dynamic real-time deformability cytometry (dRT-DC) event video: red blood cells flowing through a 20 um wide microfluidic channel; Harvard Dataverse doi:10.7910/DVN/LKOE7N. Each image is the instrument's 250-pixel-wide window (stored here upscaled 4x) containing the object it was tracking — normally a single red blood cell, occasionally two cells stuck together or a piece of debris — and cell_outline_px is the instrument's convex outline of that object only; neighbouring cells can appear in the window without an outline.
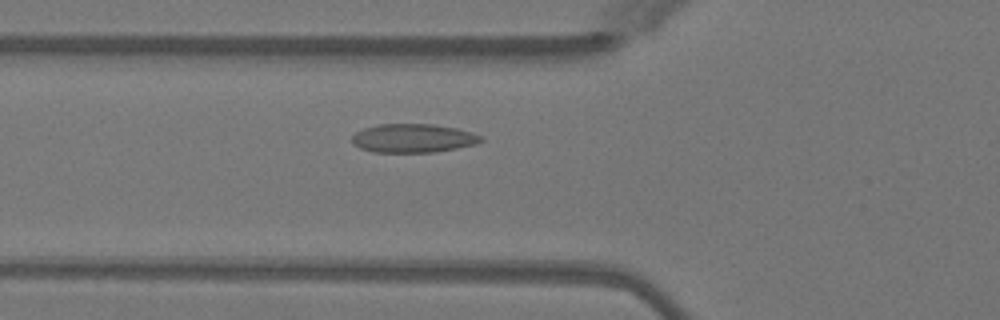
{"species": "Egyptian fruit bat (a non-hibernating species)", "species_latin": "Rousettus aegyptiacus", "temperature_condition": "warm", "stored_images_in_passage": 39, "camera_frame_rate_fps": 3000, "um_per_image_px": 0.085, "animal": {"sex": "female"}, "frame": {"image": 1, "passage_image": 7, "time_ms": 2.0, "image_size_px": [1000, 320], "cell_outline_px": [[484, 140], [476, 144], [436, 152], [372, 152], [360, 148], [352, 144], [352, 136], [356, 132], [364, 128], [380, 124], [432, 124], [456, 128], [472, 132], [480, 136]], "centroid_in_image_um": [35.1, 11.75], "position_along_channel_um": 90.7, "area_um2": 21.56}}
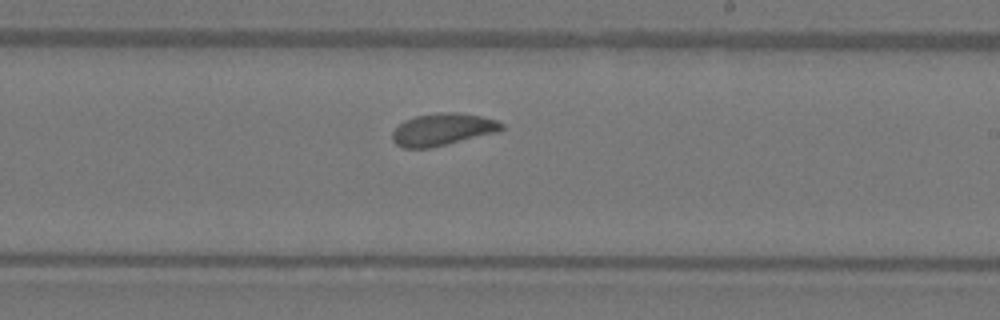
{"frame": {"image": 2, "passage_image": 19, "time_ms": 6.0, "image_size_px": [1000, 320], "cell_outline_px": [[504, 128], [496, 132], [432, 148], [404, 148], [396, 144], [392, 140], [392, 132], [404, 120], [416, 116], [440, 112], [456, 112], [480, 116], [496, 120], [504, 124]], "centroid_in_image_um": [37.6, 11.01], "position_along_channel_um": 251.4, "area_um2": 20.4}}
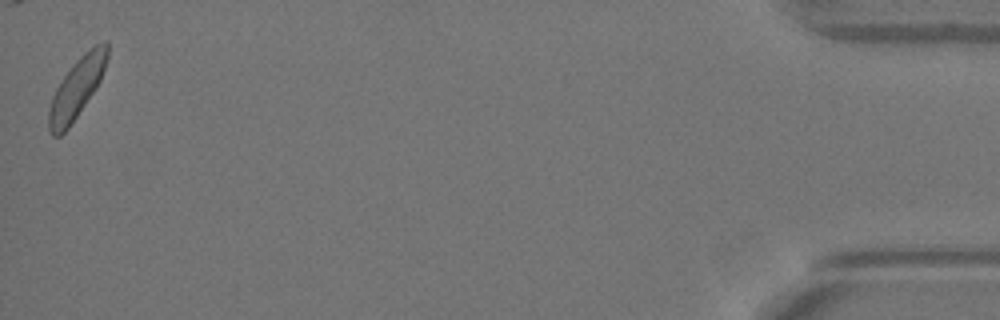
{"frame": {"image": 3, "passage_image": 39, "time_ms": 12.667, "image_size_px": [1000, 320], "cell_outline_px": [[108, 56], [100, 80], [96, 88], [68, 128], [60, 136], [52, 136], [48, 128], [48, 108], [52, 96], [60, 80], [72, 64], [88, 48], [104, 40], [108, 40]], "centroid_in_image_um": [6.5, 7.46], "position_along_channel_um": 428.7, "area_um2": 20.52}, "authors_computed_cell_mechanics": {"area_um2": 20.4034, "velocity_mm_per_s": 4.0088, "shape_relaxation_time_tau1_ms": 2.9326, "shape_relaxation_time_tau2_ms": 3.8802, "deformation_change_tau1": 0.0851, "deformation_change_tau2": 0.0856}}